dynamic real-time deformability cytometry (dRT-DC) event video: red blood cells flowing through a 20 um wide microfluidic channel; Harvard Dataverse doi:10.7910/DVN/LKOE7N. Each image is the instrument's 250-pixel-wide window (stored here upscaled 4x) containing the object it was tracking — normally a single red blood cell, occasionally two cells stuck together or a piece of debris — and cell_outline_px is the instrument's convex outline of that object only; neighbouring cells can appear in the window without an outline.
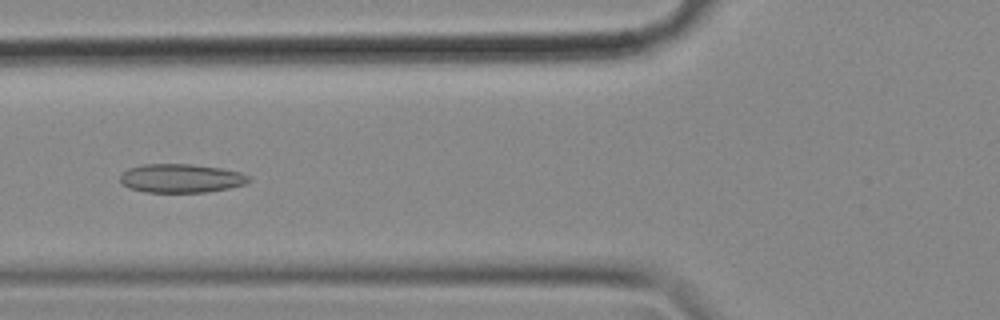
{"species": "common noctule bat (a hibernating species)", "species_latin": "Nyctalus noctula", "temperature_condition": "cold", "stored_images_in_passage": 55, "camera_frame_rate_fps": 3000, "um_per_image_px": 0.085, "animal": {"sex": "female", "body_mass_g": 18.4}, "frame": {"image": 1, "passage_image": 20, "time_ms": 6.333, "image_size_px": [1000, 320], "cell_outline_px": [[252, 180], [244, 184], [228, 188], [208, 192], [144, 192], [128, 188], [120, 180], [120, 176], [128, 168], [144, 164], [192, 164], [220, 168], [240, 172], [252, 176]], "centroid_in_image_um": [15.41, 15.15], "position_along_channel_um": 110.4, "area_um2": 21.62}}
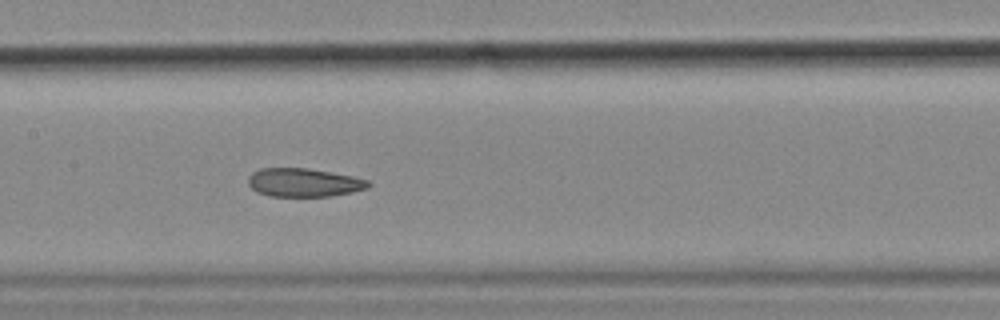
{"frame": {"image": 2, "passage_image": 26, "time_ms": 8.333, "image_size_px": [1000, 320], "cell_outline_px": [[372, 184], [368, 188], [352, 192], [332, 196], [272, 196], [256, 192], [248, 184], [248, 176], [252, 172], [260, 168], [308, 168], [352, 176], [368, 180]], "centroid_in_image_um": [25.82, 15.51], "position_along_channel_um": 181.6, "area_um2": 20.0}}
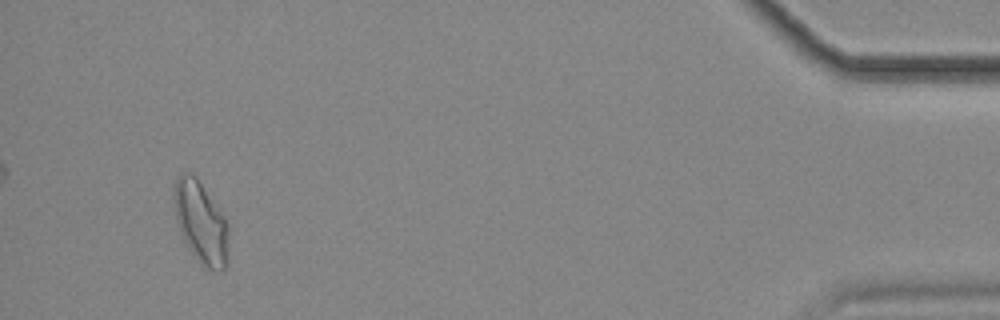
{"frame": {"image": 3, "passage_image": 52, "time_ms": 17.0, "image_size_px": [1000, 320], "cell_outline_px": [[228, 264], [224, 268], [208, 268], [200, 264], [196, 260], [188, 248], [180, 232], [176, 220], [172, 200], [172, 188], [176, 176], [180, 172], [192, 172], [196, 176], [224, 216], [228, 224]], "centroid_in_image_um": [17.03, 18.84], "position_along_channel_um": 418.2, "area_um2": 26.53}, "authors_computed_cell_mechanics": {"area_um2": 22.0218, "velocity_mm_per_s": 3.5547, "shape_relaxation_time_tau1_ms": null, "shape_relaxation_time_tau2_ms": 3.3386, "deformation_change_tau1": null, "deformation_change_tau2": 0.1094}}